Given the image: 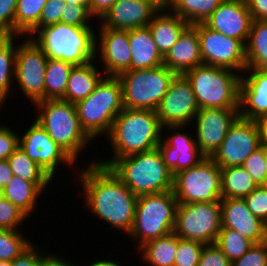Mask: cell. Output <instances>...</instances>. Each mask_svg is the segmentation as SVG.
Wrapping results in <instances>:
<instances>
[{
	"instance_id": "cell-1",
	"label": "cell",
	"mask_w": 267,
	"mask_h": 266,
	"mask_svg": "<svg viewBox=\"0 0 267 266\" xmlns=\"http://www.w3.org/2000/svg\"><path fill=\"white\" fill-rule=\"evenodd\" d=\"M78 168V184L84 191L83 197L88 211L107 223L111 228L128 235L134 223L137 196L111 171L96 163ZM90 163V164H89ZM86 167V168H85Z\"/></svg>"
},
{
	"instance_id": "cell-2",
	"label": "cell",
	"mask_w": 267,
	"mask_h": 266,
	"mask_svg": "<svg viewBox=\"0 0 267 266\" xmlns=\"http://www.w3.org/2000/svg\"><path fill=\"white\" fill-rule=\"evenodd\" d=\"M106 137L113 156L109 160L98 158L96 163L109 167L118 158L158 147L162 140V125L156 111L124 108L115 117Z\"/></svg>"
},
{
	"instance_id": "cell-3",
	"label": "cell",
	"mask_w": 267,
	"mask_h": 266,
	"mask_svg": "<svg viewBox=\"0 0 267 266\" xmlns=\"http://www.w3.org/2000/svg\"><path fill=\"white\" fill-rule=\"evenodd\" d=\"M109 168L137 197L173 189L174 175L159 148L116 159Z\"/></svg>"
},
{
	"instance_id": "cell-4",
	"label": "cell",
	"mask_w": 267,
	"mask_h": 266,
	"mask_svg": "<svg viewBox=\"0 0 267 266\" xmlns=\"http://www.w3.org/2000/svg\"><path fill=\"white\" fill-rule=\"evenodd\" d=\"M38 123L76 163L93 140L81 128L75 104L58 100H41L34 104Z\"/></svg>"
},
{
	"instance_id": "cell-5",
	"label": "cell",
	"mask_w": 267,
	"mask_h": 266,
	"mask_svg": "<svg viewBox=\"0 0 267 266\" xmlns=\"http://www.w3.org/2000/svg\"><path fill=\"white\" fill-rule=\"evenodd\" d=\"M81 128L94 141L109 134L115 117L124 109L118 76H103L94 91L75 103Z\"/></svg>"
},
{
	"instance_id": "cell-6",
	"label": "cell",
	"mask_w": 267,
	"mask_h": 266,
	"mask_svg": "<svg viewBox=\"0 0 267 266\" xmlns=\"http://www.w3.org/2000/svg\"><path fill=\"white\" fill-rule=\"evenodd\" d=\"M95 28L57 23L41 28L32 39L48 58L81 66L95 59Z\"/></svg>"
},
{
	"instance_id": "cell-7",
	"label": "cell",
	"mask_w": 267,
	"mask_h": 266,
	"mask_svg": "<svg viewBox=\"0 0 267 266\" xmlns=\"http://www.w3.org/2000/svg\"><path fill=\"white\" fill-rule=\"evenodd\" d=\"M183 75L193 89L199 109L239 108L242 74L232 69L202 64Z\"/></svg>"
},
{
	"instance_id": "cell-8",
	"label": "cell",
	"mask_w": 267,
	"mask_h": 266,
	"mask_svg": "<svg viewBox=\"0 0 267 266\" xmlns=\"http://www.w3.org/2000/svg\"><path fill=\"white\" fill-rule=\"evenodd\" d=\"M177 206L172 190L137 197L134 223L128 234L136 242V250L147 241L173 232Z\"/></svg>"
},
{
	"instance_id": "cell-9",
	"label": "cell",
	"mask_w": 267,
	"mask_h": 266,
	"mask_svg": "<svg viewBox=\"0 0 267 266\" xmlns=\"http://www.w3.org/2000/svg\"><path fill=\"white\" fill-rule=\"evenodd\" d=\"M176 75L165 65L122 72L118 78L124 108L156 111Z\"/></svg>"
},
{
	"instance_id": "cell-10",
	"label": "cell",
	"mask_w": 267,
	"mask_h": 266,
	"mask_svg": "<svg viewBox=\"0 0 267 266\" xmlns=\"http://www.w3.org/2000/svg\"><path fill=\"white\" fill-rule=\"evenodd\" d=\"M172 191L178 204L220 202L221 168L206 157L197 166L175 174Z\"/></svg>"
},
{
	"instance_id": "cell-11",
	"label": "cell",
	"mask_w": 267,
	"mask_h": 266,
	"mask_svg": "<svg viewBox=\"0 0 267 266\" xmlns=\"http://www.w3.org/2000/svg\"><path fill=\"white\" fill-rule=\"evenodd\" d=\"M221 228L220 202L178 204L173 232L179 238L215 244Z\"/></svg>"
},
{
	"instance_id": "cell-12",
	"label": "cell",
	"mask_w": 267,
	"mask_h": 266,
	"mask_svg": "<svg viewBox=\"0 0 267 266\" xmlns=\"http://www.w3.org/2000/svg\"><path fill=\"white\" fill-rule=\"evenodd\" d=\"M26 39V40H25ZM14 84L28 102L45 100V74L48 56L30 37L17 42ZM21 43V44H20ZM17 82V83H16Z\"/></svg>"
},
{
	"instance_id": "cell-13",
	"label": "cell",
	"mask_w": 267,
	"mask_h": 266,
	"mask_svg": "<svg viewBox=\"0 0 267 266\" xmlns=\"http://www.w3.org/2000/svg\"><path fill=\"white\" fill-rule=\"evenodd\" d=\"M193 26L198 31L203 64L232 69L240 74L246 70V46L242 41L214 31L204 23Z\"/></svg>"
},
{
	"instance_id": "cell-14",
	"label": "cell",
	"mask_w": 267,
	"mask_h": 266,
	"mask_svg": "<svg viewBox=\"0 0 267 266\" xmlns=\"http://www.w3.org/2000/svg\"><path fill=\"white\" fill-rule=\"evenodd\" d=\"M21 134L19 135V147L53 180L56 178L60 165L65 168L68 166V169L70 166L71 169L74 166L77 167L76 162L35 121Z\"/></svg>"
},
{
	"instance_id": "cell-15",
	"label": "cell",
	"mask_w": 267,
	"mask_h": 266,
	"mask_svg": "<svg viewBox=\"0 0 267 266\" xmlns=\"http://www.w3.org/2000/svg\"><path fill=\"white\" fill-rule=\"evenodd\" d=\"M260 146L256 122L238 117L219 148L210 158L220 168L242 166L253 151Z\"/></svg>"
},
{
	"instance_id": "cell-16",
	"label": "cell",
	"mask_w": 267,
	"mask_h": 266,
	"mask_svg": "<svg viewBox=\"0 0 267 266\" xmlns=\"http://www.w3.org/2000/svg\"><path fill=\"white\" fill-rule=\"evenodd\" d=\"M238 117L239 108L199 109L191 125L197 146L205 157L210 158L216 152Z\"/></svg>"
},
{
	"instance_id": "cell-17",
	"label": "cell",
	"mask_w": 267,
	"mask_h": 266,
	"mask_svg": "<svg viewBox=\"0 0 267 266\" xmlns=\"http://www.w3.org/2000/svg\"><path fill=\"white\" fill-rule=\"evenodd\" d=\"M199 112L193 89L184 75H176L156 109L162 127L191 126Z\"/></svg>"
},
{
	"instance_id": "cell-18",
	"label": "cell",
	"mask_w": 267,
	"mask_h": 266,
	"mask_svg": "<svg viewBox=\"0 0 267 266\" xmlns=\"http://www.w3.org/2000/svg\"><path fill=\"white\" fill-rule=\"evenodd\" d=\"M186 127L188 126L162 127V140L158 144V148L165 165L173 175L181 170L197 166L206 158L197 146L194 133L192 135L190 132L183 131ZM166 130L170 135L167 134Z\"/></svg>"
},
{
	"instance_id": "cell-19",
	"label": "cell",
	"mask_w": 267,
	"mask_h": 266,
	"mask_svg": "<svg viewBox=\"0 0 267 266\" xmlns=\"http://www.w3.org/2000/svg\"><path fill=\"white\" fill-rule=\"evenodd\" d=\"M98 30L95 32V60L99 59L104 75L118 76L131 70L128 31L107 27H99Z\"/></svg>"
},
{
	"instance_id": "cell-20",
	"label": "cell",
	"mask_w": 267,
	"mask_h": 266,
	"mask_svg": "<svg viewBox=\"0 0 267 266\" xmlns=\"http://www.w3.org/2000/svg\"><path fill=\"white\" fill-rule=\"evenodd\" d=\"M252 22L253 17L246 0H224L204 24L210 29L227 37L238 39L246 45Z\"/></svg>"
},
{
	"instance_id": "cell-21",
	"label": "cell",
	"mask_w": 267,
	"mask_h": 266,
	"mask_svg": "<svg viewBox=\"0 0 267 266\" xmlns=\"http://www.w3.org/2000/svg\"><path fill=\"white\" fill-rule=\"evenodd\" d=\"M222 228H231L253 244L267 240V224L254 216L244 199L222 198L220 201Z\"/></svg>"
},
{
	"instance_id": "cell-22",
	"label": "cell",
	"mask_w": 267,
	"mask_h": 266,
	"mask_svg": "<svg viewBox=\"0 0 267 266\" xmlns=\"http://www.w3.org/2000/svg\"><path fill=\"white\" fill-rule=\"evenodd\" d=\"M158 9L144 0H118L99 20V27L134 30L148 26Z\"/></svg>"
},
{
	"instance_id": "cell-23",
	"label": "cell",
	"mask_w": 267,
	"mask_h": 266,
	"mask_svg": "<svg viewBox=\"0 0 267 266\" xmlns=\"http://www.w3.org/2000/svg\"><path fill=\"white\" fill-rule=\"evenodd\" d=\"M267 115V71L246 68L242 73L239 117L255 121Z\"/></svg>"
},
{
	"instance_id": "cell-24",
	"label": "cell",
	"mask_w": 267,
	"mask_h": 266,
	"mask_svg": "<svg viewBox=\"0 0 267 266\" xmlns=\"http://www.w3.org/2000/svg\"><path fill=\"white\" fill-rule=\"evenodd\" d=\"M202 64L198 31L189 25L164 56V65L177 75H183Z\"/></svg>"
},
{
	"instance_id": "cell-25",
	"label": "cell",
	"mask_w": 267,
	"mask_h": 266,
	"mask_svg": "<svg viewBox=\"0 0 267 266\" xmlns=\"http://www.w3.org/2000/svg\"><path fill=\"white\" fill-rule=\"evenodd\" d=\"M188 26L189 23L186 20L180 18L168 7L158 10L148 24L157 49L163 57Z\"/></svg>"
},
{
	"instance_id": "cell-26",
	"label": "cell",
	"mask_w": 267,
	"mask_h": 266,
	"mask_svg": "<svg viewBox=\"0 0 267 266\" xmlns=\"http://www.w3.org/2000/svg\"><path fill=\"white\" fill-rule=\"evenodd\" d=\"M131 49V70L156 68L164 65L148 26L128 31Z\"/></svg>"
},
{
	"instance_id": "cell-27",
	"label": "cell",
	"mask_w": 267,
	"mask_h": 266,
	"mask_svg": "<svg viewBox=\"0 0 267 266\" xmlns=\"http://www.w3.org/2000/svg\"><path fill=\"white\" fill-rule=\"evenodd\" d=\"M94 59L81 66H74L69 74L65 95L61 100L77 103L87 98L95 89L104 73ZM100 68V69H98Z\"/></svg>"
},
{
	"instance_id": "cell-28",
	"label": "cell",
	"mask_w": 267,
	"mask_h": 266,
	"mask_svg": "<svg viewBox=\"0 0 267 266\" xmlns=\"http://www.w3.org/2000/svg\"><path fill=\"white\" fill-rule=\"evenodd\" d=\"M43 193L34 183L13 176L9 183L2 189V197L8 199L28 217L37 209L39 198Z\"/></svg>"
},
{
	"instance_id": "cell-29",
	"label": "cell",
	"mask_w": 267,
	"mask_h": 266,
	"mask_svg": "<svg viewBox=\"0 0 267 266\" xmlns=\"http://www.w3.org/2000/svg\"><path fill=\"white\" fill-rule=\"evenodd\" d=\"M177 235L172 232L164 237L145 242L135 252L148 266H174Z\"/></svg>"
},
{
	"instance_id": "cell-30",
	"label": "cell",
	"mask_w": 267,
	"mask_h": 266,
	"mask_svg": "<svg viewBox=\"0 0 267 266\" xmlns=\"http://www.w3.org/2000/svg\"><path fill=\"white\" fill-rule=\"evenodd\" d=\"M19 36H0V110L7 101L14 85L17 39ZM4 104V105H3Z\"/></svg>"
},
{
	"instance_id": "cell-31",
	"label": "cell",
	"mask_w": 267,
	"mask_h": 266,
	"mask_svg": "<svg viewBox=\"0 0 267 266\" xmlns=\"http://www.w3.org/2000/svg\"><path fill=\"white\" fill-rule=\"evenodd\" d=\"M7 161L13 175L34 183L43 193L49 189V185H52L53 178L35 161L31 160L20 147L13 152Z\"/></svg>"
},
{
	"instance_id": "cell-32",
	"label": "cell",
	"mask_w": 267,
	"mask_h": 266,
	"mask_svg": "<svg viewBox=\"0 0 267 266\" xmlns=\"http://www.w3.org/2000/svg\"><path fill=\"white\" fill-rule=\"evenodd\" d=\"M47 0H17L15 36L32 38L40 30V17Z\"/></svg>"
},
{
	"instance_id": "cell-33",
	"label": "cell",
	"mask_w": 267,
	"mask_h": 266,
	"mask_svg": "<svg viewBox=\"0 0 267 266\" xmlns=\"http://www.w3.org/2000/svg\"><path fill=\"white\" fill-rule=\"evenodd\" d=\"M245 46L247 68L267 71V20H253Z\"/></svg>"
},
{
	"instance_id": "cell-34",
	"label": "cell",
	"mask_w": 267,
	"mask_h": 266,
	"mask_svg": "<svg viewBox=\"0 0 267 266\" xmlns=\"http://www.w3.org/2000/svg\"><path fill=\"white\" fill-rule=\"evenodd\" d=\"M257 187L242 166L221 168L222 198L244 199Z\"/></svg>"
},
{
	"instance_id": "cell-35",
	"label": "cell",
	"mask_w": 267,
	"mask_h": 266,
	"mask_svg": "<svg viewBox=\"0 0 267 266\" xmlns=\"http://www.w3.org/2000/svg\"><path fill=\"white\" fill-rule=\"evenodd\" d=\"M224 0H167V7L189 25L204 23Z\"/></svg>"
},
{
	"instance_id": "cell-36",
	"label": "cell",
	"mask_w": 267,
	"mask_h": 266,
	"mask_svg": "<svg viewBox=\"0 0 267 266\" xmlns=\"http://www.w3.org/2000/svg\"><path fill=\"white\" fill-rule=\"evenodd\" d=\"M74 65L61 59L48 58L45 74V100L62 99Z\"/></svg>"
},
{
	"instance_id": "cell-37",
	"label": "cell",
	"mask_w": 267,
	"mask_h": 266,
	"mask_svg": "<svg viewBox=\"0 0 267 266\" xmlns=\"http://www.w3.org/2000/svg\"><path fill=\"white\" fill-rule=\"evenodd\" d=\"M215 244L233 262L244 255L253 243L231 228H221Z\"/></svg>"
},
{
	"instance_id": "cell-38",
	"label": "cell",
	"mask_w": 267,
	"mask_h": 266,
	"mask_svg": "<svg viewBox=\"0 0 267 266\" xmlns=\"http://www.w3.org/2000/svg\"><path fill=\"white\" fill-rule=\"evenodd\" d=\"M31 241L22 230L0 229V261L12 262L33 243Z\"/></svg>"
},
{
	"instance_id": "cell-39",
	"label": "cell",
	"mask_w": 267,
	"mask_h": 266,
	"mask_svg": "<svg viewBox=\"0 0 267 266\" xmlns=\"http://www.w3.org/2000/svg\"><path fill=\"white\" fill-rule=\"evenodd\" d=\"M204 245L199 241L181 239L177 236L174 266H197Z\"/></svg>"
},
{
	"instance_id": "cell-40",
	"label": "cell",
	"mask_w": 267,
	"mask_h": 266,
	"mask_svg": "<svg viewBox=\"0 0 267 266\" xmlns=\"http://www.w3.org/2000/svg\"><path fill=\"white\" fill-rule=\"evenodd\" d=\"M28 216L16 207L8 199H0V229L2 230H22L19 226L28 220Z\"/></svg>"
},
{
	"instance_id": "cell-41",
	"label": "cell",
	"mask_w": 267,
	"mask_h": 266,
	"mask_svg": "<svg viewBox=\"0 0 267 266\" xmlns=\"http://www.w3.org/2000/svg\"><path fill=\"white\" fill-rule=\"evenodd\" d=\"M242 167L250 174L257 186H265V147L260 146L255 149L242 164Z\"/></svg>"
},
{
	"instance_id": "cell-42",
	"label": "cell",
	"mask_w": 267,
	"mask_h": 266,
	"mask_svg": "<svg viewBox=\"0 0 267 266\" xmlns=\"http://www.w3.org/2000/svg\"><path fill=\"white\" fill-rule=\"evenodd\" d=\"M89 19L92 20L93 16L89 12L88 7L84 4L73 5L66 3L61 15L62 24L76 27H93V22L91 23Z\"/></svg>"
},
{
	"instance_id": "cell-43",
	"label": "cell",
	"mask_w": 267,
	"mask_h": 266,
	"mask_svg": "<svg viewBox=\"0 0 267 266\" xmlns=\"http://www.w3.org/2000/svg\"><path fill=\"white\" fill-rule=\"evenodd\" d=\"M244 200L252 214L267 224V185L257 186Z\"/></svg>"
},
{
	"instance_id": "cell-44",
	"label": "cell",
	"mask_w": 267,
	"mask_h": 266,
	"mask_svg": "<svg viewBox=\"0 0 267 266\" xmlns=\"http://www.w3.org/2000/svg\"><path fill=\"white\" fill-rule=\"evenodd\" d=\"M232 266H267V240L253 244Z\"/></svg>"
},
{
	"instance_id": "cell-45",
	"label": "cell",
	"mask_w": 267,
	"mask_h": 266,
	"mask_svg": "<svg viewBox=\"0 0 267 266\" xmlns=\"http://www.w3.org/2000/svg\"><path fill=\"white\" fill-rule=\"evenodd\" d=\"M17 0H0V36H15Z\"/></svg>"
},
{
	"instance_id": "cell-46",
	"label": "cell",
	"mask_w": 267,
	"mask_h": 266,
	"mask_svg": "<svg viewBox=\"0 0 267 266\" xmlns=\"http://www.w3.org/2000/svg\"><path fill=\"white\" fill-rule=\"evenodd\" d=\"M12 128L7 124L0 125V160H7L19 147L20 133Z\"/></svg>"
},
{
	"instance_id": "cell-47",
	"label": "cell",
	"mask_w": 267,
	"mask_h": 266,
	"mask_svg": "<svg viewBox=\"0 0 267 266\" xmlns=\"http://www.w3.org/2000/svg\"><path fill=\"white\" fill-rule=\"evenodd\" d=\"M197 266H232V262L216 244H206Z\"/></svg>"
},
{
	"instance_id": "cell-48",
	"label": "cell",
	"mask_w": 267,
	"mask_h": 266,
	"mask_svg": "<svg viewBox=\"0 0 267 266\" xmlns=\"http://www.w3.org/2000/svg\"><path fill=\"white\" fill-rule=\"evenodd\" d=\"M65 5L63 0H47L40 17V29L61 23V15Z\"/></svg>"
},
{
	"instance_id": "cell-49",
	"label": "cell",
	"mask_w": 267,
	"mask_h": 266,
	"mask_svg": "<svg viewBox=\"0 0 267 266\" xmlns=\"http://www.w3.org/2000/svg\"><path fill=\"white\" fill-rule=\"evenodd\" d=\"M32 243L25 251L12 261V266H39L46 251Z\"/></svg>"
},
{
	"instance_id": "cell-50",
	"label": "cell",
	"mask_w": 267,
	"mask_h": 266,
	"mask_svg": "<svg viewBox=\"0 0 267 266\" xmlns=\"http://www.w3.org/2000/svg\"><path fill=\"white\" fill-rule=\"evenodd\" d=\"M116 1L118 0H90L89 12L99 21Z\"/></svg>"
},
{
	"instance_id": "cell-51",
	"label": "cell",
	"mask_w": 267,
	"mask_h": 266,
	"mask_svg": "<svg viewBox=\"0 0 267 266\" xmlns=\"http://www.w3.org/2000/svg\"><path fill=\"white\" fill-rule=\"evenodd\" d=\"M253 20H267V0H246Z\"/></svg>"
},
{
	"instance_id": "cell-52",
	"label": "cell",
	"mask_w": 267,
	"mask_h": 266,
	"mask_svg": "<svg viewBox=\"0 0 267 266\" xmlns=\"http://www.w3.org/2000/svg\"><path fill=\"white\" fill-rule=\"evenodd\" d=\"M39 266H79L78 263L73 262L72 260H67V258H61L60 255H55L51 254V252H49V254H45L42 257V260L40 262Z\"/></svg>"
},
{
	"instance_id": "cell-53",
	"label": "cell",
	"mask_w": 267,
	"mask_h": 266,
	"mask_svg": "<svg viewBox=\"0 0 267 266\" xmlns=\"http://www.w3.org/2000/svg\"><path fill=\"white\" fill-rule=\"evenodd\" d=\"M13 176L8 161L0 160V189H3L9 183Z\"/></svg>"
},
{
	"instance_id": "cell-54",
	"label": "cell",
	"mask_w": 267,
	"mask_h": 266,
	"mask_svg": "<svg viewBox=\"0 0 267 266\" xmlns=\"http://www.w3.org/2000/svg\"><path fill=\"white\" fill-rule=\"evenodd\" d=\"M255 122L259 131L260 144L267 147V115L257 118Z\"/></svg>"
},
{
	"instance_id": "cell-55",
	"label": "cell",
	"mask_w": 267,
	"mask_h": 266,
	"mask_svg": "<svg viewBox=\"0 0 267 266\" xmlns=\"http://www.w3.org/2000/svg\"><path fill=\"white\" fill-rule=\"evenodd\" d=\"M85 266H124V265H121V263L117 262V259L115 261L112 258L111 259H104V257H103L102 260L100 258L95 259L89 265L85 264Z\"/></svg>"
},
{
	"instance_id": "cell-56",
	"label": "cell",
	"mask_w": 267,
	"mask_h": 266,
	"mask_svg": "<svg viewBox=\"0 0 267 266\" xmlns=\"http://www.w3.org/2000/svg\"><path fill=\"white\" fill-rule=\"evenodd\" d=\"M144 1L152 3L158 10L167 7V0H144Z\"/></svg>"
},
{
	"instance_id": "cell-57",
	"label": "cell",
	"mask_w": 267,
	"mask_h": 266,
	"mask_svg": "<svg viewBox=\"0 0 267 266\" xmlns=\"http://www.w3.org/2000/svg\"><path fill=\"white\" fill-rule=\"evenodd\" d=\"M65 3H68V4H84L88 7L89 9V1L90 0H63Z\"/></svg>"
},
{
	"instance_id": "cell-58",
	"label": "cell",
	"mask_w": 267,
	"mask_h": 266,
	"mask_svg": "<svg viewBox=\"0 0 267 266\" xmlns=\"http://www.w3.org/2000/svg\"><path fill=\"white\" fill-rule=\"evenodd\" d=\"M265 165H266L265 172H266V185H267V147H265Z\"/></svg>"
},
{
	"instance_id": "cell-59",
	"label": "cell",
	"mask_w": 267,
	"mask_h": 266,
	"mask_svg": "<svg viewBox=\"0 0 267 266\" xmlns=\"http://www.w3.org/2000/svg\"><path fill=\"white\" fill-rule=\"evenodd\" d=\"M0 266H12L11 261H0Z\"/></svg>"
},
{
	"instance_id": "cell-60",
	"label": "cell",
	"mask_w": 267,
	"mask_h": 266,
	"mask_svg": "<svg viewBox=\"0 0 267 266\" xmlns=\"http://www.w3.org/2000/svg\"><path fill=\"white\" fill-rule=\"evenodd\" d=\"M2 198V189H0V199Z\"/></svg>"
}]
</instances>
